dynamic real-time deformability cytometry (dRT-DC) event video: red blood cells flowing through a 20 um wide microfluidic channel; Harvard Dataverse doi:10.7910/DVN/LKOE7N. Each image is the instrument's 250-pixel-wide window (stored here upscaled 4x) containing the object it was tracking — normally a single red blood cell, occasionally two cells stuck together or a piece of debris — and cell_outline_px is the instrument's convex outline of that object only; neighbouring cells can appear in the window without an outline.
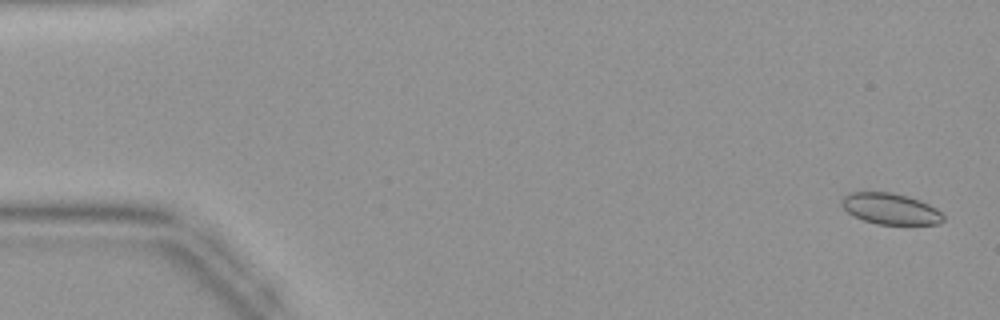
{"species": "common noctule bat (a hibernating species)", "species_latin": "Nyctalus noctula", "temperature_condition": "warm", "stored_images_in_passage": 45, "camera_frame_rate_fps": 3000, "um_per_image_px": 0.085, "animal": {"sex": "female", "body_mass_g": 19.9}, "frame": {"image": 1, "passage_image": 2, "time_ms": 0.333, "image_size_px": [1000, 320], "cell_outline_px": [[944, 220], [940, 224], [876, 224], [852, 216], [840, 204], [840, 200], [848, 192], [892, 192], [908, 196], [920, 200], [936, 208], [944, 216]], "centroid_in_image_um": [75.67, 17.74], "position_along_channel_um": 9.3, "area_um2": 18.55}}
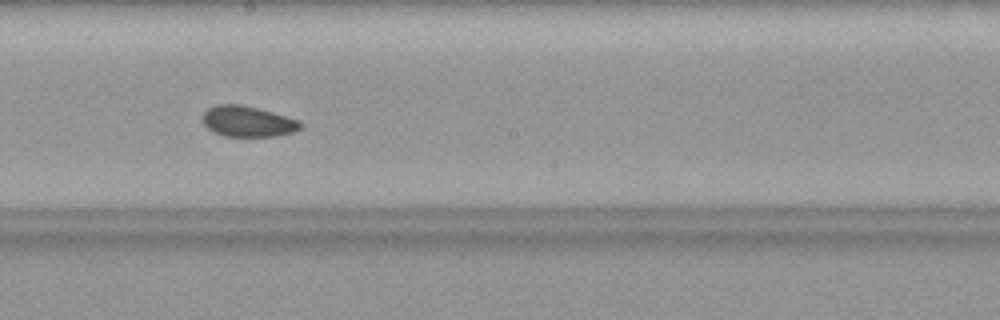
{"frame": {"image": 2, "passage_image": 25, "time_ms": 8.0, "image_size_px": [1000, 320], "cell_outline_px": [[304, 124], [300, 128], [292, 132], [276, 136], [224, 136], [208, 128], [204, 124], [200, 116], [208, 108], [216, 104], [240, 104], [272, 112], [300, 120]], "centroid_in_image_um": [21.05, 10.31], "position_along_channel_um": 227.2, "area_um2": 17.51}}
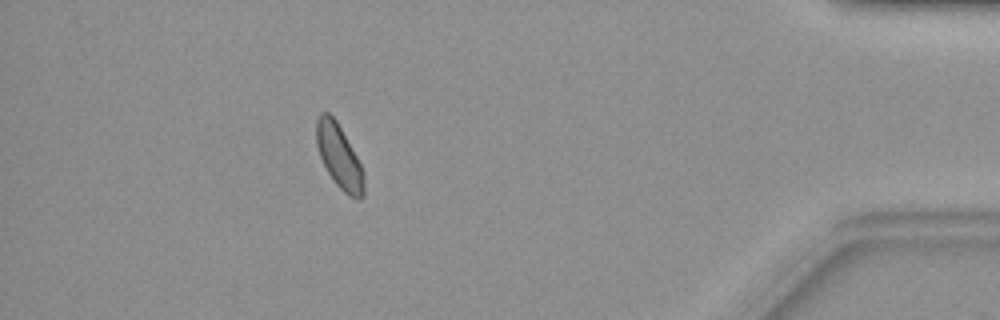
{"frame": {"image": 3, "passage_image": 40, "time_ms": 13.0, "image_size_px": [1000, 320], "cell_outline_px": [[364, 196], [360, 200], [356, 200], [348, 196], [336, 184], [328, 172], [320, 156], [316, 144], [316, 120], [320, 112], [328, 112], [336, 120], [356, 156], [364, 172]], "centroid_in_image_um": [28.83, 13.32], "position_along_channel_um": 406.4, "area_um2": 17.57}}